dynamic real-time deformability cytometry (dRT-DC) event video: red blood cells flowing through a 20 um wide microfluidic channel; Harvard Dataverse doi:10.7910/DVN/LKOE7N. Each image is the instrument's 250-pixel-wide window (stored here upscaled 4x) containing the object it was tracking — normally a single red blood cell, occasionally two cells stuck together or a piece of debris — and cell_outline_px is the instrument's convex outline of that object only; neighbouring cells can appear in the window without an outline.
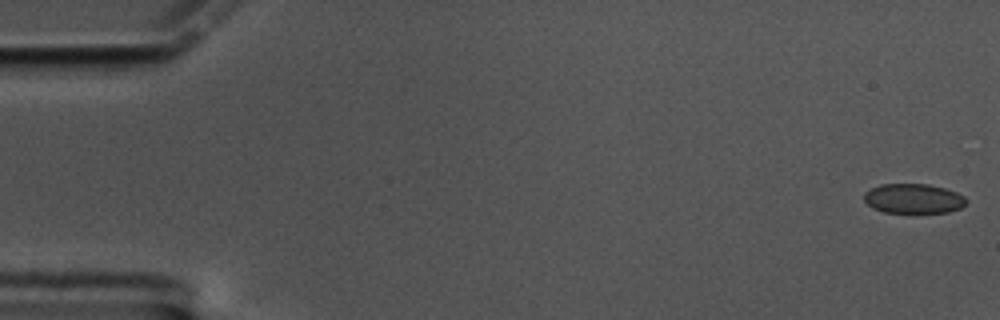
{"species": "common noctule bat (a hibernating species)", "species_latin": "Nyctalus noctula", "temperature_condition": "cold", "stored_images_in_passage": 59, "camera_frame_rate_fps": 3000, "um_per_image_px": 0.085, "animal": {"sex": "male", "body_mass_g": 17.5, "forearm_length_mm": 52.3}, "frame": {"image": 1, "passage_image": 1, "time_ms": 0.0, "image_size_px": [1000, 320], "cell_outline_px": [[968, 200], [960, 208], [948, 212], [884, 212], [872, 208], [864, 200], [864, 192], [880, 184], [928, 184], [944, 188], [956, 192], [964, 196]], "centroid_in_image_um": [77.63, 16.87], "position_along_channel_um": 7.4, "area_um2": 17.57}}
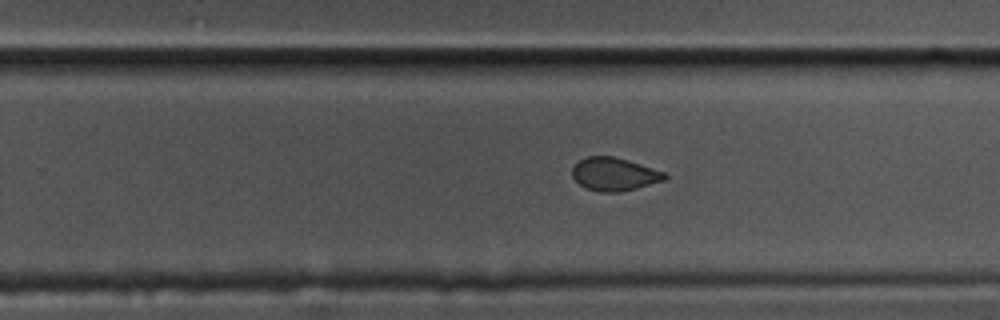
{"frame": {"image": 2, "passage_image": 37, "time_ms": 12.0, "image_size_px": [1000, 320], "cell_outline_px": [[668, 176], [664, 180], [636, 188], [620, 192], [600, 192], [584, 188], [572, 176], [572, 168], [580, 160], [588, 156], [612, 156], [628, 160], [664, 172]], "centroid_in_image_um": [52.19, 14.81], "position_along_channel_um": 277.6, "area_um2": 17.69}}
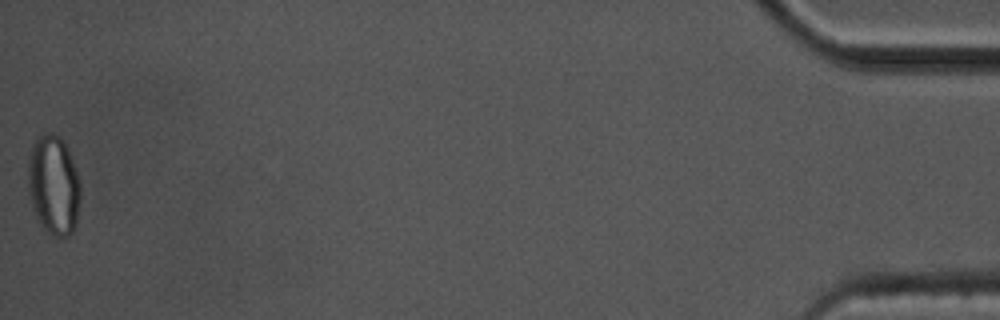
{"frame": {"image": 3, "passage_image": 59, "time_ms": 19.333, "image_size_px": [1000, 320], "cell_outline_px": [[80, 200], [76, 224], [72, 232], [68, 236], [52, 236], [40, 224], [32, 208], [28, 192], [28, 160], [32, 144], [36, 136], [44, 132], [52, 132], [64, 144], [72, 160], [80, 184]], "centroid_in_image_um": [4.53, 15.74], "position_along_channel_um": 430.7, "area_um2": 30.46}, "authors_computed_cell_mechanics": {"area_um2": 18.496, "velocity_mm_per_s": 3.4104, "shape_relaxation_time_tau1_ms": 5.8925, "shape_relaxation_time_tau2_ms": 1.4311, "deformation_change_tau1": 0.0948, "deformation_change_tau2": 0.0604}}